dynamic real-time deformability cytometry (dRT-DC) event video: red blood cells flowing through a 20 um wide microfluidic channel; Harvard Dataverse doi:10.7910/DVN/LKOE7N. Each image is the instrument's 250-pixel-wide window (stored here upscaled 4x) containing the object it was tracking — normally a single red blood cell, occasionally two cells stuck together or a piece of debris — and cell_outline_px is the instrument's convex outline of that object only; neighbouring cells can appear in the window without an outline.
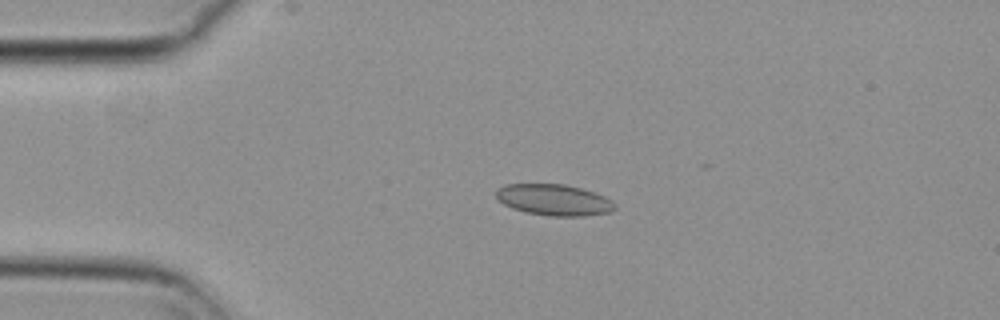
{"species": "common noctule bat (a hibernating species)", "species_latin": "Nyctalus noctula", "temperature_condition": "cold", "stored_images_in_passage": 47, "camera_frame_rate_fps": 3000, "um_per_image_px": 0.085, "animal": {"sex": "female", "body_mass_g": 29.2, "forearm_length_mm": 56.3}, "frame": {"image": 1, "passage_image": 3, "time_ms": 0.667, "image_size_px": [1000, 320], "cell_outline_px": [[616, 208], [608, 212], [584, 216], [548, 216], [524, 212], [512, 208], [504, 204], [496, 196], [496, 188], [504, 184], [564, 184], [580, 188], [604, 196], [612, 200], [616, 204]], "centroid_in_image_um": [47.07, 16.99], "position_along_channel_um": 37.9, "area_um2": 21.62}}
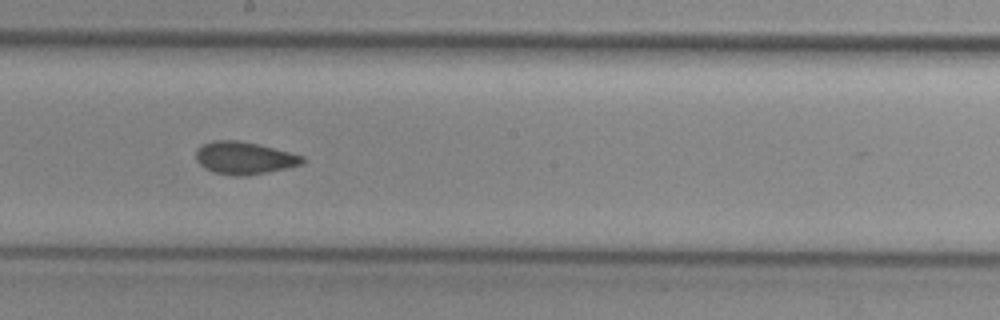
{"frame": {"image": 2, "passage_image": 21, "time_ms": 6.667, "image_size_px": [1000, 320], "cell_outline_px": [[304, 164], [248, 176], [232, 176], [212, 172], [204, 168], [196, 160], [196, 148], [212, 140], [236, 140], [256, 144], [304, 156]], "centroid_in_image_um": [20.72, 13.44], "position_along_channel_um": 227.5, "area_um2": 20.11}}
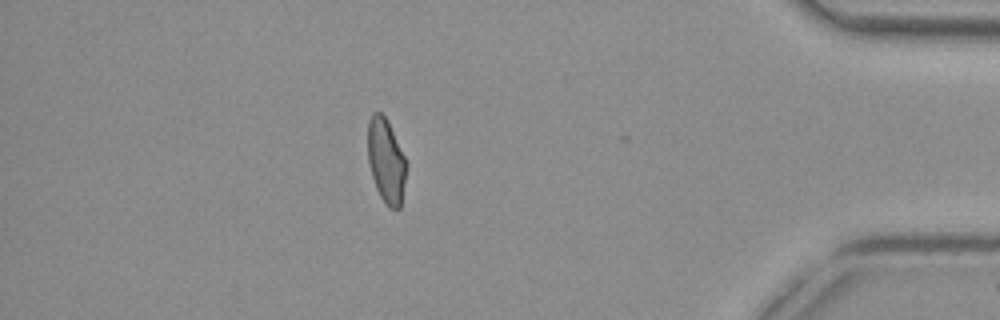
{"frame": {"image": 3, "passage_image": 39, "time_ms": 12.667, "image_size_px": [1000, 320], "cell_outline_px": [[408, 164], [400, 208], [388, 208], [380, 196], [376, 188], [372, 176], [368, 160], [368, 120], [372, 112], [380, 112], [388, 120]], "centroid_in_image_um": [32.82, 13.66], "position_along_channel_um": 402.4, "area_um2": 19.07}, "authors_computed_cell_mechanics": {"area_um2": 19.8254, "velocity_mm_per_s": 3.6815, "shape_relaxation_time_tau1_ms": null, "shape_relaxation_time_tau2_ms": 2.1371, "deformation_change_tau1": null, "deformation_change_tau2": 0.0588}}